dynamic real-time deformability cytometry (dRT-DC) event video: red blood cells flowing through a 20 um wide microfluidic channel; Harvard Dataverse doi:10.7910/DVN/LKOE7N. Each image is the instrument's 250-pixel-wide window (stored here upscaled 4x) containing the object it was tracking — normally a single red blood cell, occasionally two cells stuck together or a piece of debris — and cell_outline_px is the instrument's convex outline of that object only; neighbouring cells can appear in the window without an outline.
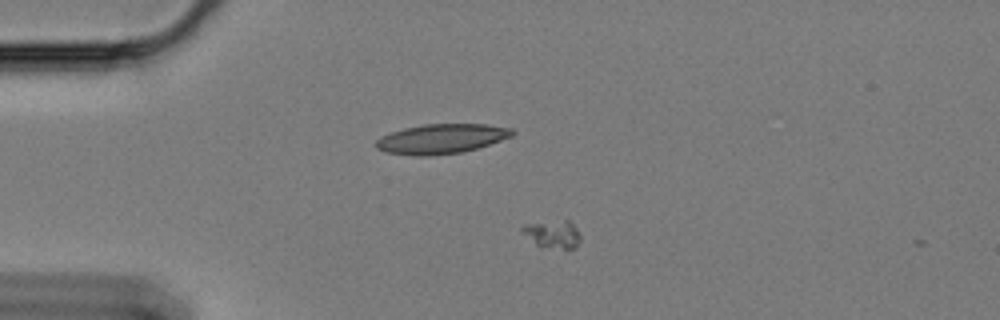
{"species": "Egyptian fruit bat (a non-hibernating species)", "species_latin": "Rousettus aegyptiacus", "temperature_condition": "cold", "stored_images_in_passage": 6, "camera_frame_rate_fps": 3000, "um_per_image_px": 0.085, "animal": {"sex": "female"}, "frame": {"image": 1, "passage_image": 3, "time_ms": 0.667, "image_size_px": [1000, 320], "cell_outline_px": [[580, 240], [576, 248], [568, 252], [540, 248], [520, 232], [520, 228], [524, 224], [564, 220], [568, 220], [580, 232]], "centroid_in_image_um": [46.99, 19.98], "position_along_channel_um": 38.0, "area_um2": 10.12}}